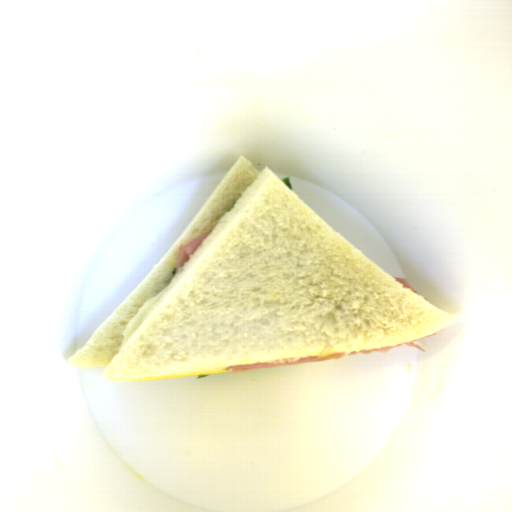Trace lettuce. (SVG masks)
Wrapping results in <instances>:
<instances>
[{
	"mask_svg": "<svg viewBox=\"0 0 512 512\" xmlns=\"http://www.w3.org/2000/svg\"><path fill=\"white\" fill-rule=\"evenodd\" d=\"M209 374H210V373H209ZM209 374H204V375H198V376L196 377V379H198V380H199V379H201V378H204V377H206V376H207V375H209Z\"/></svg>",
	"mask_w": 512,
	"mask_h": 512,
	"instance_id": "494a5c6d",
	"label": "lettuce"
},
{
	"mask_svg": "<svg viewBox=\"0 0 512 512\" xmlns=\"http://www.w3.org/2000/svg\"><path fill=\"white\" fill-rule=\"evenodd\" d=\"M172 275H173V276H176L175 268H174V269H173V271H172Z\"/></svg>",
	"mask_w": 512,
	"mask_h": 512,
	"instance_id": "88b5c38a",
	"label": "lettuce"
},
{
	"mask_svg": "<svg viewBox=\"0 0 512 512\" xmlns=\"http://www.w3.org/2000/svg\"><path fill=\"white\" fill-rule=\"evenodd\" d=\"M284 185H286L288 188H290L292 191H293V188H292V184H291V180H290V177H284L280 180Z\"/></svg>",
	"mask_w": 512,
	"mask_h": 512,
	"instance_id": "9fb2a089",
	"label": "lettuce"
}]
</instances>
